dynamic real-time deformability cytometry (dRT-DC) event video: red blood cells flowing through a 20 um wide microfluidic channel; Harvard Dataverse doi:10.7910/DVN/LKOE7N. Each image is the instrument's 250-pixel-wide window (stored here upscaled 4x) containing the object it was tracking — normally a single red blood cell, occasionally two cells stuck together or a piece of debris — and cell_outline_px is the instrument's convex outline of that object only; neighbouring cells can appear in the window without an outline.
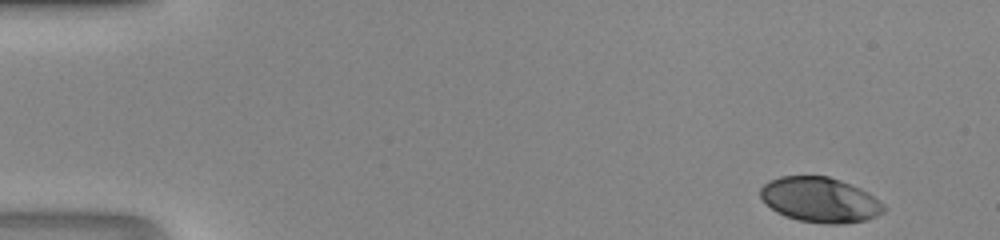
{"species": "human", "species_latin": "Homo sapiens", "temperature_condition": "room temperature", "stored_images_in_passage": 45, "camera_frame_rate_fps": 3000, "um_per_image_px": 0.085, "donor": {"sex": "male"}, "frame": {"image": 1, "passage_image": 1, "time_ms": 0.0, "image_size_px": [1000, 240], "cell_outline_px": [[888, 208], [884, 212], [876, 216], [864, 220], [844, 224], [828, 224], [800, 220], [784, 216], [776, 212], [760, 196], [760, 188], [768, 180], [780, 176], [828, 176], [852, 184], [868, 192], [884, 204]], "centroid_in_image_um": [69.72, 16.98], "position_along_channel_um": 15.3, "area_um2": 32.48}}
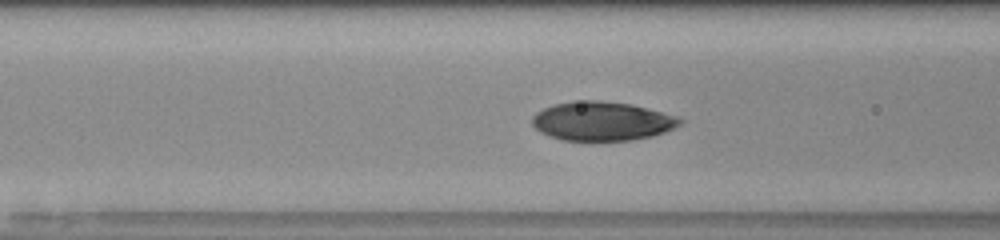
{"frame": {"image": 2, "passage_image": 17, "time_ms": 5.333, "image_size_px": [1000, 240], "cell_outline_px": [[684, 120], [680, 124], [664, 132], [652, 136], [632, 140], [564, 140], [540, 132], [532, 124], [532, 116], [536, 112], [552, 104], [572, 100], [600, 100], [632, 104], [680, 116]], "centroid_in_image_um": [51.18, 10.27], "position_along_channel_um": 115.4, "area_um2": 33.76}}
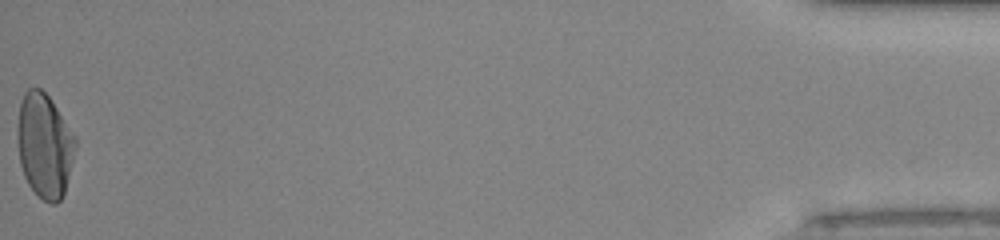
{"frame": {"image": 3, "passage_image": 45, "time_ms": 14.667, "image_size_px": [1000, 240], "cell_outline_px": [[76, 144], [64, 196], [56, 204], [52, 204], [44, 200], [28, 184], [24, 176], [20, 164], [16, 136], [16, 128], [20, 104], [24, 92], [28, 88], [40, 88], [48, 96], [76, 136]], "centroid_in_image_um": [3.77, 12.36], "position_along_channel_um": 431.4, "area_um2": 35.32}}